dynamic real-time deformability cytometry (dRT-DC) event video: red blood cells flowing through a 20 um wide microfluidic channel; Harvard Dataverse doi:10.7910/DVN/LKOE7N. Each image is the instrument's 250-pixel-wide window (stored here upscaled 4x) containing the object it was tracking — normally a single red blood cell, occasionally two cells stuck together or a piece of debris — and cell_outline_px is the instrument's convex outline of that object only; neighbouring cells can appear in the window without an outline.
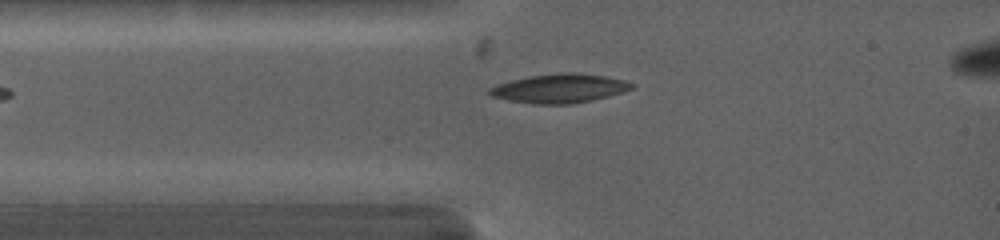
{"species": "common noctule bat (a hibernating species)", "species_latin": "Nyctalus noctula", "temperature_condition": "warm", "stored_images_in_passage": 2, "camera_frame_rate_fps": 5000, "um_per_image_px": 0.085, "animal": {"sex": "female", "body_mass_g": 19.0, "forearm_length_mm": 53.3}, "frame": {"image": 1, "passage_image": 2, "time_ms": 0.8, "image_size_px": [1000, 240], "cell_outline_px": [[636, 84], [632, 88], [624, 92], [592, 100], [572, 104], [532, 104], [508, 100], [492, 96], [484, 92], [488, 88], [496, 84], [528, 76], [564, 72], [576, 72], [604, 76], [624, 80]], "centroid_in_image_um": [47.53, 7.51], "position_along_channel_um": 37.5, "area_um2": 24.22}}